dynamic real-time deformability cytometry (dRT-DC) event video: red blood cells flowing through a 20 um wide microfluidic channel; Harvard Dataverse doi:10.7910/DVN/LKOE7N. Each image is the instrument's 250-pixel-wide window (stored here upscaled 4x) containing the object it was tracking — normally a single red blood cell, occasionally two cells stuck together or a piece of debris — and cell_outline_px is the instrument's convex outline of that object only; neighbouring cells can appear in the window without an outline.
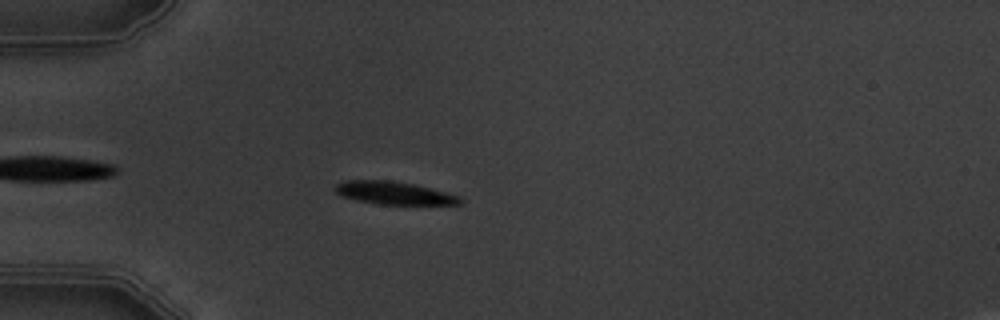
{"species": "common noctule bat (a hibernating species)", "species_latin": "Nyctalus noctula", "temperature_condition": "warm", "stored_images_in_passage": 8, "camera_frame_rate_fps": 3000, "um_per_image_px": 0.085, "animal": {"sex": "male", "body_mass_g": 19.5, "forearm_length_mm": 54.6}, "frame": {"image": 1, "passage_image": 5, "time_ms": 5.333, "image_size_px": [1000, 320], "cell_outline_px": [[464, 200], [460, 204], [380, 204], [356, 200], [344, 196], [336, 192], [336, 184], [344, 180], [396, 180], [416, 184], [432, 188], [460, 196]], "centroid_in_image_um": [33.54, 16.39], "position_along_channel_um": 51.5, "area_um2": 16.65}}